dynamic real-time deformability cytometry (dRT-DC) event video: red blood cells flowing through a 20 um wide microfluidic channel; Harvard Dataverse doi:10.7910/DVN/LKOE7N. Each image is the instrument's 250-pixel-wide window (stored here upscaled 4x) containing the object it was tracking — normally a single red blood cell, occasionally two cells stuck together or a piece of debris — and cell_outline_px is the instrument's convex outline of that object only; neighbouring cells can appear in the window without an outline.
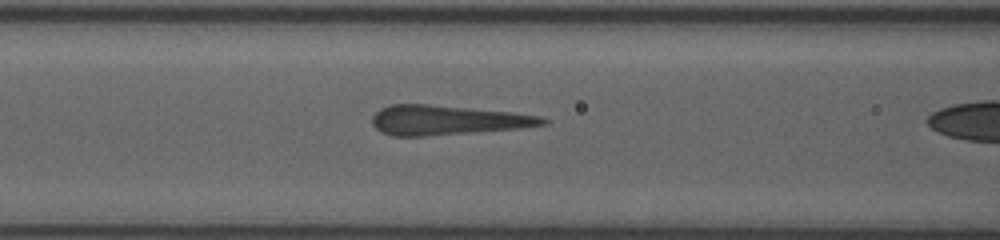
{"species": "human", "species_latin": "Homo sapiens", "temperature_condition": "room temperature", "stored_images_in_passage": 24, "segment_of_instrument_passage": [2, 2], "camera_frame_rate_fps": 3000, "um_per_image_px": 0.085, "donor": {"sex": "female"}, "frame": {"image": 1, "passage_image": 20, "time_ms": 6.333, "image_size_px": [1000, 240], "cell_outline_px": [[548, 124], [516, 128], [424, 136], [392, 136], [380, 132], [372, 124], [372, 116], [380, 108], [392, 104], [428, 104], [508, 112], [540, 116], [548, 120]], "centroid_in_image_um": [37.93, 10.21], "position_along_channel_um": 128.7, "area_um2": 29.02}}
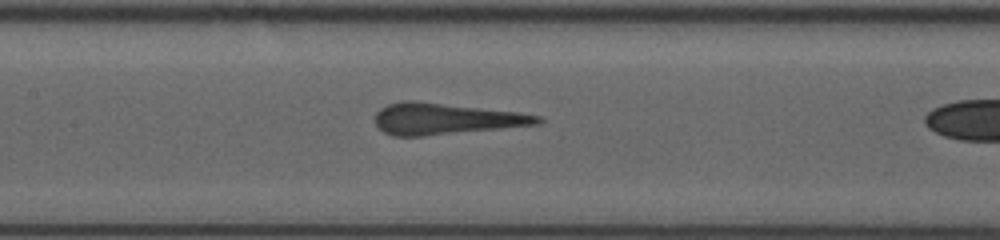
{"frame": {"image": 2, "passage_image": 23, "time_ms": 7.333, "image_size_px": [1000, 240], "cell_outline_px": [[544, 120], [540, 124], [420, 136], [392, 136], [384, 132], [376, 124], [376, 112], [380, 108], [388, 104], [400, 100], [416, 100], [520, 112], [540, 116]], "centroid_in_image_um": [37.86, 10.08], "position_along_channel_um": 169.5, "area_um2": 29.65}}